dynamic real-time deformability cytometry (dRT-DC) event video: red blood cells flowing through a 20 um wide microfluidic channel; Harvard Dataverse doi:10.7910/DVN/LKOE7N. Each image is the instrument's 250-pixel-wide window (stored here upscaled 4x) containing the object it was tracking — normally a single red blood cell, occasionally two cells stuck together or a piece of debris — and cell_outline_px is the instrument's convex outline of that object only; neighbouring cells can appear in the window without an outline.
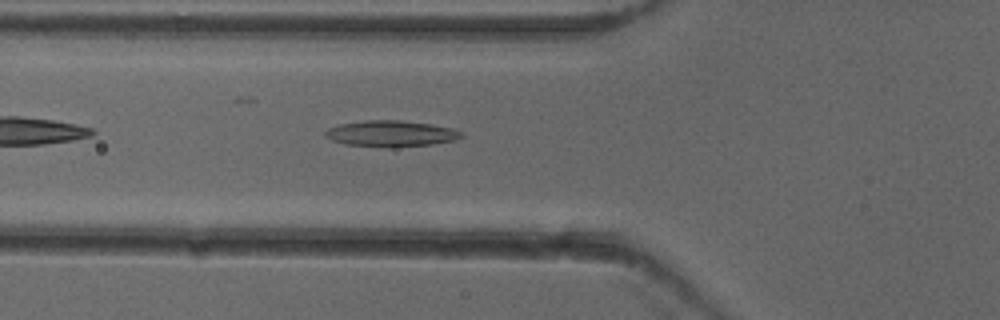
{"species": "common noctule bat (a hibernating species)", "species_latin": "Nyctalus noctula", "temperature_condition": "cold", "stored_images_in_passage": 21, "camera_frame_rate_fps": 3000, "um_per_image_px": 0.085, "animal": {"sex": "female"}, "frame": {"image": 1, "passage_image": 5, "time_ms": 1.333, "image_size_px": [1000, 320], "cell_outline_px": [[464, 136], [456, 140], [432, 144], [396, 148], [380, 148], [344, 144], [332, 140], [324, 136], [324, 132], [328, 128], [340, 124], [364, 120], [400, 120], [432, 124], [452, 128], [464, 132]], "centroid_in_image_um": [33.24, 11.37], "position_along_channel_um": 92.6, "area_um2": 21.21}}
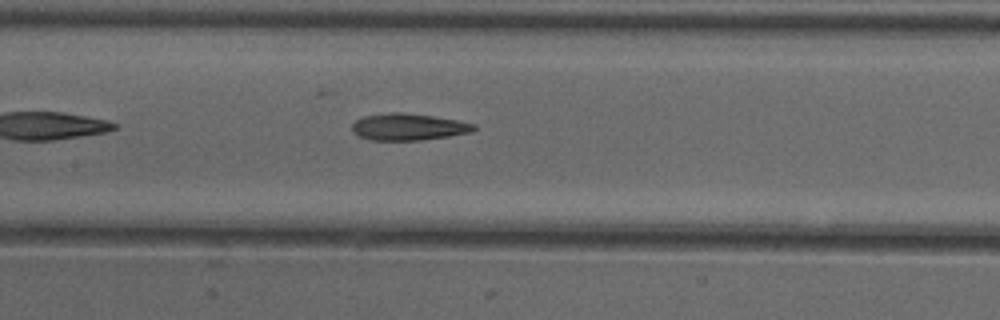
{"frame": {"image": 2, "passage_image": 11, "time_ms": 3.333, "image_size_px": [1000, 320], "cell_outline_px": [[476, 128], [472, 132], [448, 136], [420, 140], [368, 140], [352, 132], [352, 124], [356, 120], [364, 116], [388, 112], [404, 112], [432, 116], [456, 120], [476, 124]], "centroid_in_image_um": [34.69, 10.78], "position_along_channel_um": 172.7, "area_um2": 19.02}}
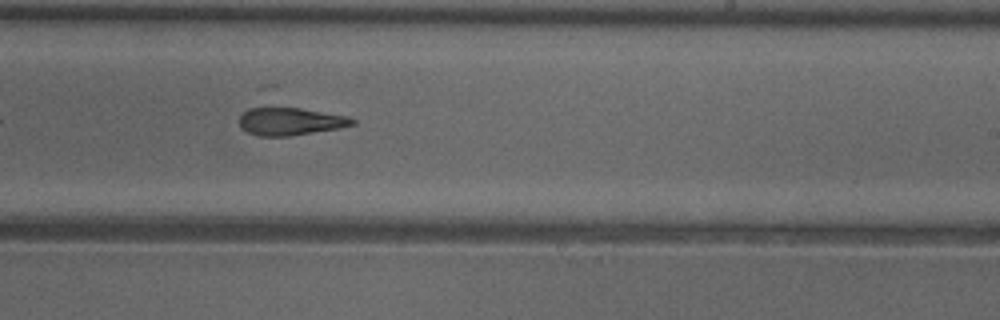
{"frame": {"image": 3, "passage_image": 18, "time_ms": 5.667, "image_size_px": [1000, 320], "cell_outline_px": [[356, 124], [340, 128], [292, 136], [260, 136], [248, 132], [240, 128], [240, 116], [248, 108], [260, 104], [300, 108], [348, 116], [356, 120]], "centroid_in_image_um": [24.64, 10.28], "position_along_channel_um": 264.4, "area_um2": 18.96}}